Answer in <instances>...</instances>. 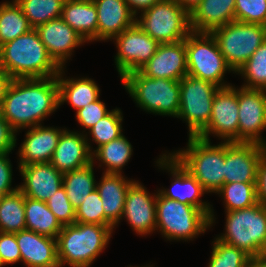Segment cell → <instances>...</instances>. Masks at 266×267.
<instances>
[{
    "mask_svg": "<svg viewBox=\"0 0 266 267\" xmlns=\"http://www.w3.org/2000/svg\"><path fill=\"white\" fill-rule=\"evenodd\" d=\"M252 267H266V252L252 259Z\"/></svg>",
    "mask_w": 266,
    "mask_h": 267,
    "instance_id": "cell-50",
    "label": "cell"
},
{
    "mask_svg": "<svg viewBox=\"0 0 266 267\" xmlns=\"http://www.w3.org/2000/svg\"><path fill=\"white\" fill-rule=\"evenodd\" d=\"M134 181L127 190L122 219L126 218L138 235H149L156 230V198ZM124 217V218H123Z\"/></svg>",
    "mask_w": 266,
    "mask_h": 267,
    "instance_id": "cell-17",
    "label": "cell"
},
{
    "mask_svg": "<svg viewBox=\"0 0 266 267\" xmlns=\"http://www.w3.org/2000/svg\"><path fill=\"white\" fill-rule=\"evenodd\" d=\"M2 196H3V194L0 192V201H1Z\"/></svg>",
    "mask_w": 266,
    "mask_h": 267,
    "instance_id": "cell-51",
    "label": "cell"
},
{
    "mask_svg": "<svg viewBox=\"0 0 266 267\" xmlns=\"http://www.w3.org/2000/svg\"><path fill=\"white\" fill-rule=\"evenodd\" d=\"M235 21L266 26V0H236Z\"/></svg>",
    "mask_w": 266,
    "mask_h": 267,
    "instance_id": "cell-40",
    "label": "cell"
},
{
    "mask_svg": "<svg viewBox=\"0 0 266 267\" xmlns=\"http://www.w3.org/2000/svg\"><path fill=\"white\" fill-rule=\"evenodd\" d=\"M225 213V233L216 239L243 250L252 259L266 252V206L257 203Z\"/></svg>",
    "mask_w": 266,
    "mask_h": 267,
    "instance_id": "cell-6",
    "label": "cell"
},
{
    "mask_svg": "<svg viewBox=\"0 0 266 267\" xmlns=\"http://www.w3.org/2000/svg\"><path fill=\"white\" fill-rule=\"evenodd\" d=\"M257 202L266 206V153L259 161L256 180Z\"/></svg>",
    "mask_w": 266,
    "mask_h": 267,
    "instance_id": "cell-46",
    "label": "cell"
},
{
    "mask_svg": "<svg viewBox=\"0 0 266 267\" xmlns=\"http://www.w3.org/2000/svg\"><path fill=\"white\" fill-rule=\"evenodd\" d=\"M111 111L107 110L105 103L99 98L76 111V120L82 127L89 130L100 119L107 116Z\"/></svg>",
    "mask_w": 266,
    "mask_h": 267,
    "instance_id": "cell-42",
    "label": "cell"
},
{
    "mask_svg": "<svg viewBox=\"0 0 266 267\" xmlns=\"http://www.w3.org/2000/svg\"><path fill=\"white\" fill-rule=\"evenodd\" d=\"M32 29L18 3L0 4V47Z\"/></svg>",
    "mask_w": 266,
    "mask_h": 267,
    "instance_id": "cell-33",
    "label": "cell"
},
{
    "mask_svg": "<svg viewBox=\"0 0 266 267\" xmlns=\"http://www.w3.org/2000/svg\"><path fill=\"white\" fill-rule=\"evenodd\" d=\"M23 178L19 190L25 197L46 202L63 186V174L50 162L19 165Z\"/></svg>",
    "mask_w": 266,
    "mask_h": 267,
    "instance_id": "cell-21",
    "label": "cell"
},
{
    "mask_svg": "<svg viewBox=\"0 0 266 267\" xmlns=\"http://www.w3.org/2000/svg\"><path fill=\"white\" fill-rule=\"evenodd\" d=\"M236 0H202L190 14L192 32L211 33L235 21Z\"/></svg>",
    "mask_w": 266,
    "mask_h": 267,
    "instance_id": "cell-26",
    "label": "cell"
},
{
    "mask_svg": "<svg viewBox=\"0 0 266 267\" xmlns=\"http://www.w3.org/2000/svg\"><path fill=\"white\" fill-rule=\"evenodd\" d=\"M75 222L104 225V209L97 189L75 209Z\"/></svg>",
    "mask_w": 266,
    "mask_h": 267,
    "instance_id": "cell-39",
    "label": "cell"
},
{
    "mask_svg": "<svg viewBox=\"0 0 266 267\" xmlns=\"http://www.w3.org/2000/svg\"><path fill=\"white\" fill-rule=\"evenodd\" d=\"M13 78L0 66V107Z\"/></svg>",
    "mask_w": 266,
    "mask_h": 267,
    "instance_id": "cell-48",
    "label": "cell"
},
{
    "mask_svg": "<svg viewBox=\"0 0 266 267\" xmlns=\"http://www.w3.org/2000/svg\"><path fill=\"white\" fill-rule=\"evenodd\" d=\"M238 107V142L266 147V140L260 135L266 129V90L241 86Z\"/></svg>",
    "mask_w": 266,
    "mask_h": 267,
    "instance_id": "cell-14",
    "label": "cell"
},
{
    "mask_svg": "<svg viewBox=\"0 0 266 267\" xmlns=\"http://www.w3.org/2000/svg\"><path fill=\"white\" fill-rule=\"evenodd\" d=\"M184 10L191 14L202 0H175Z\"/></svg>",
    "mask_w": 266,
    "mask_h": 267,
    "instance_id": "cell-49",
    "label": "cell"
},
{
    "mask_svg": "<svg viewBox=\"0 0 266 267\" xmlns=\"http://www.w3.org/2000/svg\"><path fill=\"white\" fill-rule=\"evenodd\" d=\"M135 180L122 174L103 173L96 184L104 209V226L115 228L122 220L127 190Z\"/></svg>",
    "mask_w": 266,
    "mask_h": 267,
    "instance_id": "cell-25",
    "label": "cell"
},
{
    "mask_svg": "<svg viewBox=\"0 0 266 267\" xmlns=\"http://www.w3.org/2000/svg\"><path fill=\"white\" fill-rule=\"evenodd\" d=\"M10 153L0 154V192L3 195L13 193L19 186L12 187V165L8 158Z\"/></svg>",
    "mask_w": 266,
    "mask_h": 267,
    "instance_id": "cell-44",
    "label": "cell"
},
{
    "mask_svg": "<svg viewBox=\"0 0 266 267\" xmlns=\"http://www.w3.org/2000/svg\"><path fill=\"white\" fill-rule=\"evenodd\" d=\"M61 18L86 42L97 41L98 15L93 0H65Z\"/></svg>",
    "mask_w": 266,
    "mask_h": 267,
    "instance_id": "cell-27",
    "label": "cell"
},
{
    "mask_svg": "<svg viewBox=\"0 0 266 267\" xmlns=\"http://www.w3.org/2000/svg\"><path fill=\"white\" fill-rule=\"evenodd\" d=\"M26 229L57 239L62 225L44 201L25 197Z\"/></svg>",
    "mask_w": 266,
    "mask_h": 267,
    "instance_id": "cell-29",
    "label": "cell"
},
{
    "mask_svg": "<svg viewBox=\"0 0 266 267\" xmlns=\"http://www.w3.org/2000/svg\"><path fill=\"white\" fill-rule=\"evenodd\" d=\"M26 229L25 196L17 191L3 195L0 201V232L17 233Z\"/></svg>",
    "mask_w": 266,
    "mask_h": 267,
    "instance_id": "cell-31",
    "label": "cell"
},
{
    "mask_svg": "<svg viewBox=\"0 0 266 267\" xmlns=\"http://www.w3.org/2000/svg\"><path fill=\"white\" fill-rule=\"evenodd\" d=\"M32 28L61 17L65 0H15Z\"/></svg>",
    "mask_w": 266,
    "mask_h": 267,
    "instance_id": "cell-34",
    "label": "cell"
},
{
    "mask_svg": "<svg viewBox=\"0 0 266 267\" xmlns=\"http://www.w3.org/2000/svg\"><path fill=\"white\" fill-rule=\"evenodd\" d=\"M127 2V5L129 7V9L131 10V12L137 16L138 11H141V13L144 10L149 9L150 7H152L156 2H159L161 0H125Z\"/></svg>",
    "mask_w": 266,
    "mask_h": 267,
    "instance_id": "cell-47",
    "label": "cell"
},
{
    "mask_svg": "<svg viewBox=\"0 0 266 267\" xmlns=\"http://www.w3.org/2000/svg\"><path fill=\"white\" fill-rule=\"evenodd\" d=\"M136 17L135 23L159 43L183 41L192 32L190 14L175 0H161Z\"/></svg>",
    "mask_w": 266,
    "mask_h": 267,
    "instance_id": "cell-9",
    "label": "cell"
},
{
    "mask_svg": "<svg viewBox=\"0 0 266 267\" xmlns=\"http://www.w3.org/2000/svg\"><path fill=\"white\" fill-rule=\"evenodd\" d=\"M58 108L57 76L19 78L10 83L0 107V114L17 135L22 129L41 125L40 122Z\"/></svg>",
    "mask_w": 266,
    "mask_h": 267,
    "instance_id": "cell-1",
    "label": "cell"
},
{
    "mask_svg": "<svg viewBox=\"0 0 266 267\" xmlns=\"http://www.w3.org/2000/svg\"><path fill=\"white\" fill-rule=\"evenodd\" d=\"M224 199L225 212L257 204L256 183H226L217 192Z\"/></svg>",
    "mask_w": 266,
    "mask_h": 267,
    "instance_id": "cell-35",
    "label": "cell"
},
{
    "mask_svg": "<svg viewBox=\"0 0 266 267\" xmlns=\"http://www.w3.org/2000/svg\"><path fill=\"white\" fill-rule=\"evenodd\" d=\"M121 81L137 106L144 111L177 118L180 106L179 81L150 78L139 70L126 74Z\"/></svg>",
    "mask_w": 266,
    "mask_h": 267,
    "instance_id": "cell-5",
    "label": "cell"
},
{
    "mask_svg": "<svg viewBox=\"0 0 266 267\" xmlns=\"http://www.w3.org/2000/svg\"><path fill=\"white\" fill-rule=\"evenodd\" d=\"M132 152L131 143L122 135L93 150L92 162L94 159L100 161L98 167L103 163L106 168L103 173L122 174L121 170L129 162Z\"/></svg>",
    "mask_w": 266,
    "mask_h": 267,
    "instance_id": "cell-30",
    "label": "cell"
},
{
    "mask_svg": "<svg viewBox=\"0 0 266 267\" xmlns=\"http://www.w3.org/2000/svg\"><path fill=\"white\" fill-rule=\"evenodd\" d=\"M208 267H252V258L243 250L215 238Z\"/></svg>",
    "mask_w": 266,
    "mask_h": 267,
    "instance_id": "cell-37",
    "label": "cell"
},
{
    "mask_svg": "<svg viewBox=\"0 0 266 267\" xmlns=\"http://www.w3.org/2000/svg\"><path fill=\"white\" fill-rule=\"evenodd\" d=\"M113 229L79 222L64 225L57 237L59 266L89 267L107 247Z\"/></svg>",
    "mask_w": 266,
    "mask_h": 267,
    "instance_id": "cell-3",
    "label": "cell"
},
{
    "mask_svg": "<svg viewBox=\"0 0 266 267\" xmlns=\"http://www.w3.org/2000/svg\"><path fill=\"white\" fill-rule=\"evenodd\" d=\"M266 147L256 143L225 142L224 184L256 183L257 168Z\"/></svg>",
    "mask_w": 266,
    "mask_h": 267,
    "instance_id": "cell-16",
    "label": "cell"
},
{
    "mask_svg": "<svg viewBox=\"0 0 266 267\" xmlns=\"http://www.w3.org/2000/svg\"><path fill=\"white\" fill-rule=\"evenodd\" d=\"M211 211L163 197L157 191L156 230L167 240H192L210 228Z\"/></svg>",
    "mask_w": 266,
    "mask_h": 267,
    "instance_id": "cell-7",
    "label": "cell"
},
{
    "mask_svg": "<svg viewBox=\"0 0 266 267\" xmlns=\"http://www.w3.org/2000/svg\"><path fill=\"white\" fill-rule=\"evenodd\" d=\"M37 125L29 128L19 148V165L51 162L61 133L65 130Z\"/></svg>",
    "mask_w": 266,
    "mask_h": 267,
    "instance_id": "cell-23",
    "label": "cell"
},
{
    "mask_svg": "<svg viewBox=\"0 0 266 267\" xmlns=\"http://www.w3.org/2000/svg\"><path fill=\"white\" fill-rule=\"evenodd\" d=\"M97 15V41L112 40L135 24L136 16L125 0H93Z\"/></svg>",
    "mask_w": 266,
    "mask_h": 267,
    "instance_id": "cell-24",
    "label": "cell"
},
{
    "mask_svg": "<svg viewBox=\"0 0 266 267\" xmlns=\"http://www.w3.org/2000/svg\"><path fill=\"white\" fill-rule=\"evenodd\" d=\"M35 30L49 55L61 68L71 58L74 49L86 42L61 17L41 24Z\"/></svg>",
    "mask_w": 266,
    "mask_h": 267,
    "instance_id": "cell-19",
    "label": "cell"
},
{
    "mask_svg": "<svg viewBox=\"0 0 266 267\" xmlns=\"http://www.w3.org/2000/svg\"><path fill=\"white\" fill-rule=\"evenodd\" d=\"M26 267H58L57 239L24 229L15 233Z\"/></svg>",
    "mask_w": 266,
    "mask_h": 267,
    "instance_id": "cell-22",
    "label": "cell"
},
{
    "mask_svg": "<svg viewBox=\"0 0 266 267\" xmlns=\"http://www.w3.org/2000/svg\"><path fill=\"white\" fill-rule=\"evenodd\" d=\"M238 110V88H220L213 98L210 121L197 136L210 141L212 133L224 142H238Z\"/></svg>",
    "mask_w": 266,
    "mask_h": 267,
    "instance_id": "cell-15",
    "label": "cell"
},
{
    "mask_svg": "<svg viewBox=\"0 0 266 267\" xmlns=\"http://www.w3.org/2000/svg\"><path fill=\"white\" fill-rule=\"evenodd\" d=\"M68 131L65 129L58 140L51 164L65 174L81 169L92 163V149L87 132Z\"/></svg>",
    "mask_w": 266,
    "mask_h": 267,
    "instance_id": "cell-20",
    "label": "cell"
},
{
    "mask_svg": "<svg viewBox=\"0 0 266 267\" xmlns=\"http://www.w3.org/2000/svg\"><path fill=\"white\" fill-rule=\"evenodd\" d=\"M64 68L62 67L57 75L59 106L67 102L77 111L100 97V88L93 79L89 77L65 79Z\"/></svg>",
    "mask_w": 266,
    "mask_h": 267,
    "instance_id": "cell-28",
    "label": "cell"
},
{
    "mask_svg": "<svg viewBox=\"0 0 266 267\" xmlns=\"http://www.w3.org/2000/svg\"><path fill=\"white\" fill-rule=\"evenodd\" d=\"M168 154V155H167ZM164 153L157 160V166L163 169H167L172 175L171 188L160 189L158 192L163 196L171 200H176L181 203L192 205L201 211H211L210 213V226L215 222V215L212 205L207 202H203L202 195L207 192L203 189L201 184L195 179V177L186 170L180 162L170 153ZM212 207V208H211Z\"/></svg>",
    "mask_w": 266,
    "mask_h": 267,
    "instance_id": "cell-12",
    "label": "cell"
},
{
    "mask_svg": "<svg viewBox=\"0 0 266 267\" xmlns=\"http://www.w3.org/2000/svg\"><path fill=\"white\" fill-rule=\"evenodd\" d=\"M21 262V254L15 233L0 232V265Z\"/></svg>",
    "mask_w": 266,
    "mask_h": 267,
    "instance_id": "cell-43",
    "label": "cell"
},
{
    "mask_svg": "<svg viewBox=\"0 0 266 267\" xmlns=\"http://www.w3.org/2000/svg\"><path fill=\"white\" fill-rule=\"evenodd\" d=\"M185 47L188 75L212 82L220 88L231 86L224 82V76L233 70L211 33L191 32L185 39Z\"/></svg>",
    "mask_w": 266,
    "mask_h": 267,
    "instance_id": "cell-8",
    "label": "cell"
},
{
    "mask_svg": "<svg viewBox=\"0 0 266 267\" xmlns=\"http://www.w3.org/2000/svg\"><path fill=\"white\" fill-rule=\"evenodd\" d=\"M246 80V88L266 90V40L236 72Z\"/></svg>",
    "mask_w": 266,
    "mask_h": 267,
    "instance_id": "cell-36",
    "label": "cell"
},
{
    "mask_svg": "<svg viewBox=\"0 0 266 267\" xmlns=\"http://www.w3.org/2000/svg\"><path fill=\"white\" fill-rule=\"evenodd\" d=\"M94 162L71 172L63 174V187L66 195L76 209L85 198L96 189Z\"/></svg>",
    "mask_w": 266,
    "mask_h": 267,
    "instance_id": "cell-32",
    "label": "cell"
},
{
    "mask_svg": "<svg viewBox=\"0 0 266 267\" xmlns=\"http://www.w3.org/2000/svg\"><path fill=\"white\" fill-rule=\"evenodd\" d=\"M180 106L177 118L188 123L189 136H197L209 123L216 84L184 76L180 81Z\"/></svg>",
    "mask_w": 266,
    "mask_h": 267,
    "instance_id": "cell-11",
    "label": "cell"
},
{
    "mask_svg": "<svg viewBox=\"0 0 266 267\" xmlns=\"http://www.w3.org/2000/svg\"><path fill=\"white\" fill-rule=\"evenodd\" d=\"M16 132L0 114V154L10 153L16 147Z\"/></svg>",
    "mask_w": 266,
    "mask_h": 267,
    "instance_id": "cell-45",
    "label": "cell"
},
{
    "mask_svg": "<svg viewBox=\"0 0 266 267\" xmlns=\"http://www.w3.org/2000/svg\"><path fill=\"white\" fill-rule=\"evenodd\" d=\"M187 148L172 154L208 193H216L224 185L225 142L212 145L198 136L188 137Z\"/></svg>",
    "mask_w": 266,
    "mask_h": 267,
    "instance_id": "cell-4",
    "label": "cell"
},
{
    "mask_svg": "<svg viewBox=\"0 0 266 267\" xmlns=\"http://www.w3.org/2000/svg\"><path fill=\"white\" fill-rule=\"evenodd\" d=\"M0 66L13 79L55 77L61 69L34 28L0 47Z\"/></svg>",
    "mask_w": 266,
    "mask_h": 267,
    "instance_id": "cell-2",
    "label": "cell"
},
{
    "mask_svg": "<svg viewBox=\"0 0 266 267\" xmlns=\"http://www.w3.org/2000/svg\"><path fill=\"white\" fill-rule=\"evenodd\" d=\"M211 34L227 64L236 73L266 40V26L233 21Z\"/></svg>",
    "mask_w": 266,
    "mask_h": 267,
    "instance_id": "cell-10",
    "label": "cell"
},
{
    "mask_svg": "<svg viewBox=\"0 0 266 267\" xmlns=\"http://www.w3.org/2000/svg\"><path fill=\"white\" fill-rule=\"evenodd\" d=\"M117 45L116 69L120 79L138 71L156 53L160 43L145 33L136 23L113 38Z\"/></svg>",
    "mask_w": 266,
    "mask_h": 267,
    "instance_id": "cell-13",
    "label": "cell"
},
{
    "mask_svg": "<svg viewBox=\"0 0 266 267\" xmlns=\"http://www.w3.org/2000/svg\"><path fill=\"white\" fill-rule=\"evenodd\" d=\"M46 203L62 226L75 223V208L69 201L63 186Z\"/></svg>",
    "mask_w": 266,
    "mask_h": 267,
    "instance_id": "cell-41",
    "label": "cell"
},
{
    "mask_svg": "<svg viewBox=\"0 0 266 267\" xmlns=\"http://www.w3.org/2000/svg\"><path fill=\"white\" fill-rule=\"evenodd\" d=\"M139 71L150 78L180 81L187 75L185 39L175 43H160L156 53Z\"/></svg>",
    "mask_w": 266,
    "mask_h": 267,
    "instance_id": "cell-18",
    "label": "cell"
},
{
    "mask_svg": "<svg viewBox=\"0 0 266 267\" xmlns=\"http://www.w3.org/2000/svg\"><path fill=\"white\" fill-rule=\"evenodd\" d=\"M122 121L121 109L115 108L88 130L97 144L96 149L123 135Z\"/></svg>",
    "mask_w": 266,
    "mask_h": 267,
    "instance_id": "cell-38",
    "label": "cell"
}]
</instances>
